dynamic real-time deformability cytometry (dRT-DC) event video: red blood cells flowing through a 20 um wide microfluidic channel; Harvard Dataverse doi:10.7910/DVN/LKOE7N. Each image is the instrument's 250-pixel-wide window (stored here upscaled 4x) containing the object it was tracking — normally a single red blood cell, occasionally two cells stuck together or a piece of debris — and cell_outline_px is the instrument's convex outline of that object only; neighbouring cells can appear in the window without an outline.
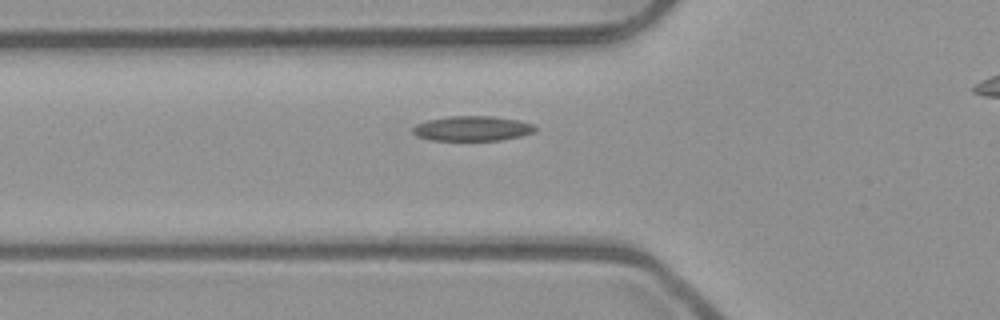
{"species": "common noctule bat (a hibernating species)", "species_latin": "Nyctalus noctula", "temperature_condition": "room temperature", "stored_images_in_passage": 31, "camera_frame_rate_fps": 3000, "um_per_image_px": 0.085, "animal": {"sex": "male", "body_mass_g": 23.1, "forearm_length_mm": 52.7}, "frame": {"image": 1, "passage_image": 3, "time_ms": 0.667, "image_size_px": [1000, 320], "cell_outline_px": [[536, 132], [520, 136], [500, 140], [432, 140], [420, 136], [412, 132], [412, 128], [416, 124], [428, 120], [448, 116], [492, 116], [516, 120], [532, 124], [536, 128]], "centroid_in_image_um": [40.15, 10.92], "position_along_channel_um": 85.6, "area_um2": 17.57}}
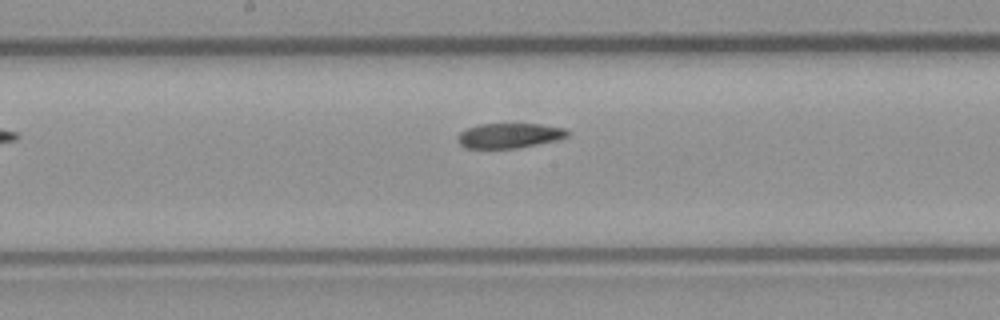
{"frame": {"image": 2, "passage_image": 12, "time_ms": 3.667, "image_size_px": [1000, 320], "cell_outline_px": [[572, 132], [568, 136], [560, 140], [516, 148], [464, 148], [456, 140], [460, 132], [468, 128], [480, 124], [540, 124], [564, 128]], "centroid_in_image_um": [43.33, 11.53], "position_along_channel_um": 204.9, "area_um2": 16.07}}
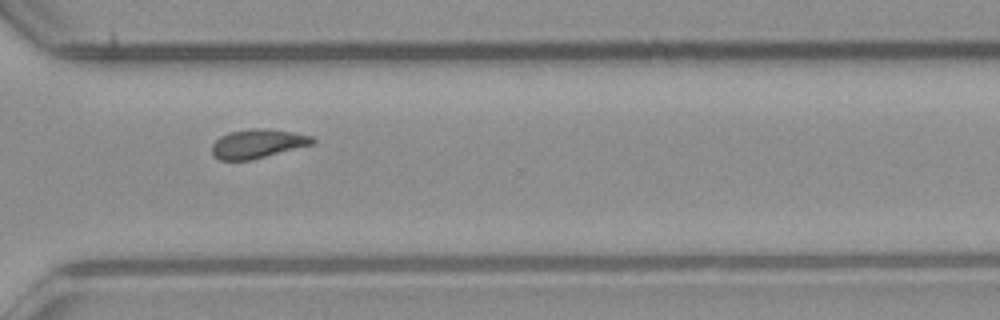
{"frame": {"image": 3, "passage_image": 23, "time_ms": 7.333, "image_size_px": [1000, 320], "cell_outline_px": [[316, 140], [312, 144], [252, 160], [220, 160], [212, 152], [212, 144], [220, 136], [228, 132], [252, 128], [260, 128], [292, 132], [312, 136]], "centroid_in_image_um": [21.88, 12.21], "position_along_channel_um": 348.7, "area_um2": 16.82}}